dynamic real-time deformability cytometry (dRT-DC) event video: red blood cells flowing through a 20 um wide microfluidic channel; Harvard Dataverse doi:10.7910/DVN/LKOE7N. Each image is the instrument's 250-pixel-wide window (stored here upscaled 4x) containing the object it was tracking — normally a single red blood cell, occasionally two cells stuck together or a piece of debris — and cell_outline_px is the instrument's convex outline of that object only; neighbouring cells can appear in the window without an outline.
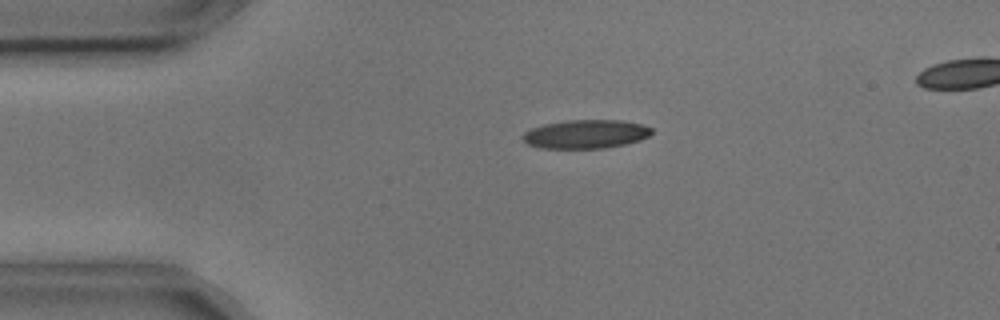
{"species": "common noctule bat (a hibernating species)", "species_latin": "Nyctalus noctula", "temperature_condition": "cold", "stored_images_in_passage": 5, "camera_frame_rate_fps": 3000, "um_per_image_px": 0.085, "animal": {"sex": "male", "body_mass_g": 17.9, "forearm_length_mm": 54.2}, "frame": {"image": 1, "passage_image": 3, "time_ms": 0.667, "image_size_px": [1000, 320], "cell_outline_px": [[652, 132], [648, 136], [640, 140], [628, 144], [604, 148], [540, 148], [528, 144], [524, 140], [524, 132], [532, 128], [544, 124], [568, 120], [624, 120], [640, 124], [652, 128]], "centroid_in_image_um": [49.82, 11.4], "position_along_channel_um": 35.2, "area_um2": 21.5}}